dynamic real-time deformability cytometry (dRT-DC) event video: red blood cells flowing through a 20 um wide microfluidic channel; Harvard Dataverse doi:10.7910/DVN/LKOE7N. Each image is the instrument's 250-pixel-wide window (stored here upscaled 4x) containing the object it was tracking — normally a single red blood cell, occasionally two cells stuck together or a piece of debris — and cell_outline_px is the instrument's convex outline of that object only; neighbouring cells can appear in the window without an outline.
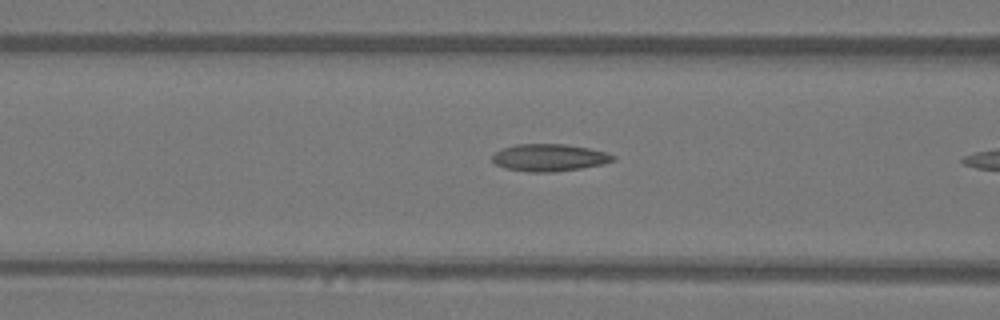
{"species": "Egyptian fruit bat (a non-hibernating species)", "species_latin": "Rousettus aegyptiacus", "temperature_condition": "warm", "stored_images_in_passage": 6, "camera_frame_rate_fps": 3000, "um_per_image_px": 0.085, "animal": {"sex": "female"}, "frame": {"image": 1, "passage_image": 5, "time_ms": 1.333, "image_size_px": [1000, 320], "cell_outline_px": [[616, 160], [604, 164], [580, 168], [552, 172], [528, 172], [504, 168], [496, 164], [492, 160], [492, 156], [496, 152], [504, 148], [516, 144], [564, 144], [588, 148], [608, 152], [616, 156]], "centroid_in_image_um": [46.72, 13.4], "position_along_channel_um": 119.9, "area_um2": 19.19}}